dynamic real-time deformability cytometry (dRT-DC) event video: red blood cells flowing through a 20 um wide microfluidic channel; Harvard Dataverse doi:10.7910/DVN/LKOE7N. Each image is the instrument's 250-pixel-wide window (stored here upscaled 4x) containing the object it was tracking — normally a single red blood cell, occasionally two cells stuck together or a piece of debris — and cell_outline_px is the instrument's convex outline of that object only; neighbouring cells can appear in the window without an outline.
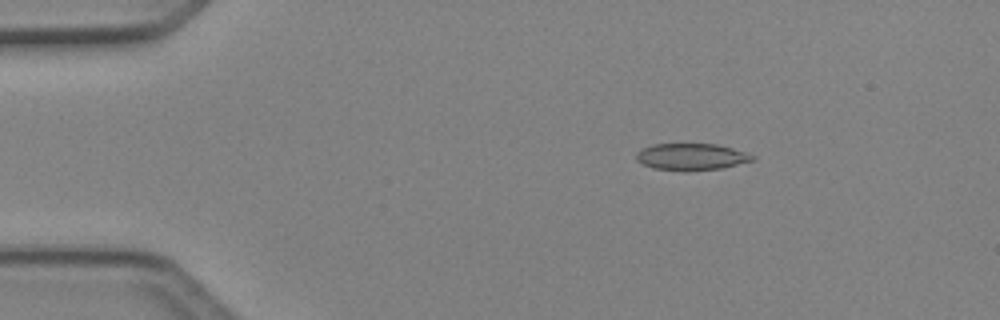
{"species": "Egyptian fruit bat (a non-hibernating species)", "species_latin": "Rousettus aegyptiacus", "temperature_condition": "cold", "stored_images_in_passage": 3, "camera_frame_rate_fps": 3000, "um_per_image_px": 0.085, "animal": {"sex": "female"}, "frame": {"image": 1, "passage_image": 1, "time_ms": 0.0, "image_size_px": [1000, 320], "cell_outline_px": [[756, 160], [720, 168], [684, 172], [652, 168], [636, 160], [636, 152], [652, 144], [716, 144], [732, 148], [756, 156]], "centroid_in_image_um": [58.76, 13.34], "position_along_channel_um": 26.2, "area_um2": 18.21}}
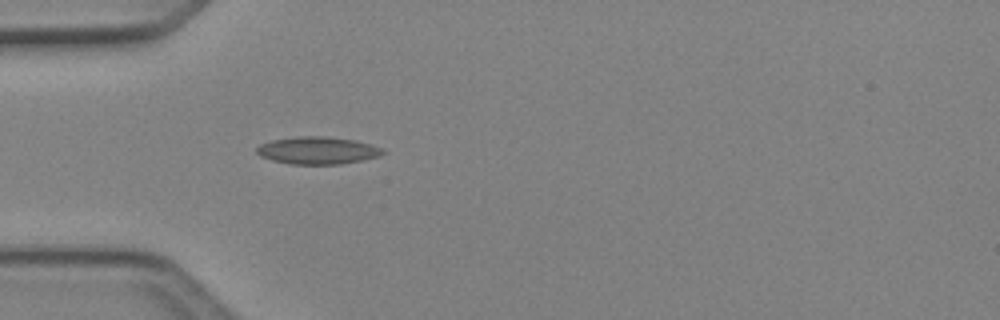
{"frame": {"image": 2, "passage_image": 3, "time_ms": 0.667, "image_size_px": [1000, 320], "cell_outline_px": [[388, 152], [380, 156], [340, 164], [288, 164], [272, 160], [260, 156], [256, 152], [256, 148], [260, 144], [272, 140], [296, 136], [324, 136], [356, 140], [384, 148]], "centroid_in_image_um": [27.01, 12.78], "position_along_channel_um": 58.0, "area_um2": 20.29}}